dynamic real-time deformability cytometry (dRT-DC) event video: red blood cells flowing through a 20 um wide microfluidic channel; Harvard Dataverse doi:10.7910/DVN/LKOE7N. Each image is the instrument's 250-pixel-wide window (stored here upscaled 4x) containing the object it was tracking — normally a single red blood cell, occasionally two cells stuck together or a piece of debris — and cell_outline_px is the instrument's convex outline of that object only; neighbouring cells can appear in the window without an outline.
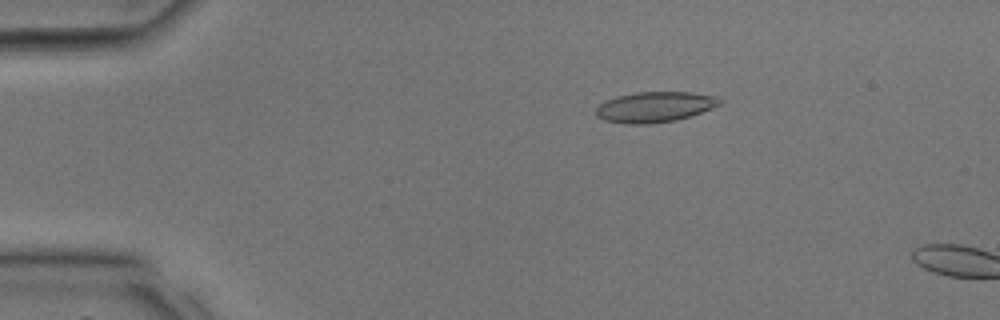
{"species": "common noctule bat (a hibernating species)", "species_latin": "Nyctalus noctula", "temperature_condition": "room temperature", "stored_images_in_passage": 9, "camera_frame_rate_fps": 3000, "um_per_image_px": 0.085, "animal": {"sex": "male", "body_mass_g": 17.9, "forearm_length_mm": 54.2}, "frame": {"image": 1, "passage_image": 7, "time_ms": 2.0, "image_size_px": [1000, 320], "cell_outline_px": [[724, 100], [720, 104], [712, 108], [676, 120], [648, 124], [624, 124], [604, 120], [596, 116], [596, 108], [600, 104], [616, 96], [636, 92], [692, 92], [716, 96]], "centroid_in_image_um": [55.65, 9.09], "position_along_channel_um": 29.3, "area_um2": 21.96}}